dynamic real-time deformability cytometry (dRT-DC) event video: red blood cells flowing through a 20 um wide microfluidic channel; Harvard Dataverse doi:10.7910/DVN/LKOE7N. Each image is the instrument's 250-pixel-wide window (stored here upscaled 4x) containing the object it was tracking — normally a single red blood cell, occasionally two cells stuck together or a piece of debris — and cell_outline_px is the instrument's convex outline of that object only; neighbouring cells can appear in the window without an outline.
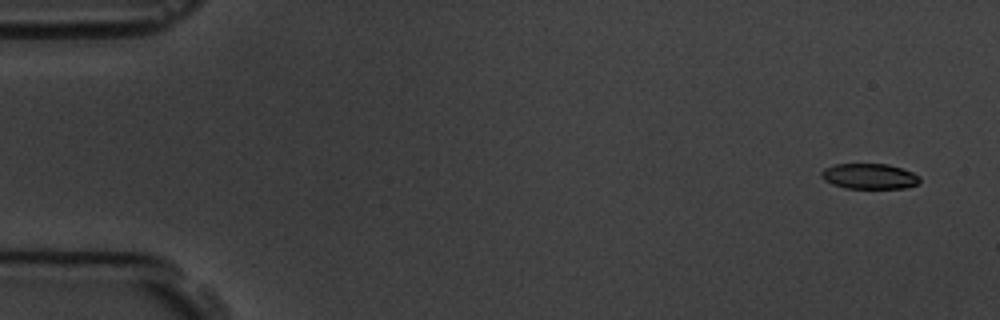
{"species": "common noctule bat (a hibernating species)", "species_latin": "Nyctalus noctula", "temperature_condition": "room temperature", "stored_images_in_passage": 6, "camera_frame_rate_fps": 3000, "um_per_image_px": 0.085, "animal": {"sex": "male", "body_mass_g": 19.5, "forearm_length_mm": 54.6}, "frame": {"image": 1, "passage_image": 1, "time_ms": 0.0, "image_size_px": [1000, 320], "cell_outline_px": [[920, 180], [916, 184], [904, 188], [844, 188], [832, 184], [824, 180], [820, 176], [820, 172], [824, 168], [836, 164], [888, 164], [912, 172], [920, 176]], "centroid_in_image_um": [73.86, 14.98], "position_along_channel_um": 11.1, "area_um2": 14.57}}
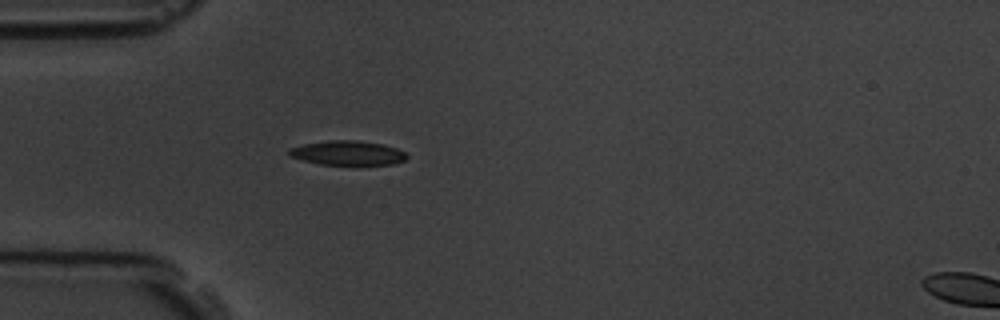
{"frame": {"image": 2, "passage_image": 5, "time_ms": 4.667, "image_size_px": [1000, 320], "cell_outline_px": [[408, 156], [404, 160], [392, 164], [356, 168], [320, 164], [288, 156], [288, 148], [304, 144], [328, 140], [356, 140], [380, 144], [396, 148], [404, 152]], "centroid_in_image_um": [29.55, 13.05], "position_along_channel_um": 55.5, "area_um2": 17.51}}